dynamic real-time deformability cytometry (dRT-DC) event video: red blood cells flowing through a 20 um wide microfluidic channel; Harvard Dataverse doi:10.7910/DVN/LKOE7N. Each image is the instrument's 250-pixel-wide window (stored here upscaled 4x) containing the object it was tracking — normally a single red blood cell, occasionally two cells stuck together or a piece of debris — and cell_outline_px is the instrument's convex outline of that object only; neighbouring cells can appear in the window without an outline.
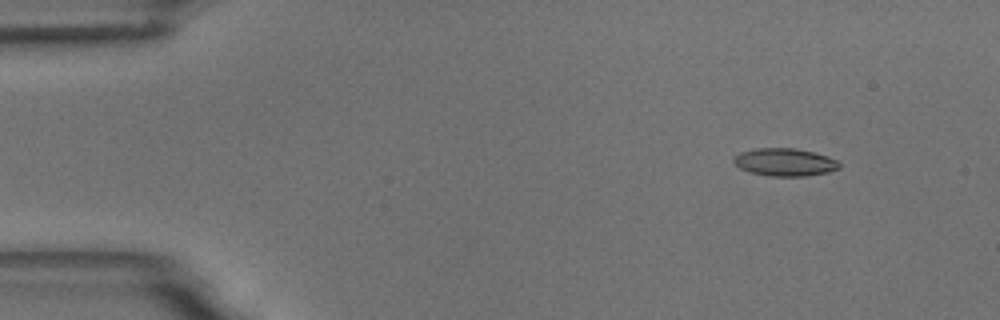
{"species": "common noctule bat (a hibernating species)", "species_latin": "Nyctalus noctula", "temperature_condition": "room temperature", "stored_images_in_passage": 54, "camera_frame_rate_fps": 3000, "um_per_image_px": 0.085, "animal": {"sex": "male", "body_mass_g": 18.8}, "frame": {"image": 1, "passage_image": 5, "time_ms": 1.333, "image_size_px": [1000, 320], "cell_outline_px": [[840, 168], [828, 172], [804, 176], [768, 176], [748, 172], [740, 168], [732, 160], [740, 152], [756, 148], [796, 148], [828, 156], [836, 160], [840, 164]], "centroid_in_image_um": [66.7, 13.78], "position_along_channel_um": 18.3, "area_um2": 17.05}}
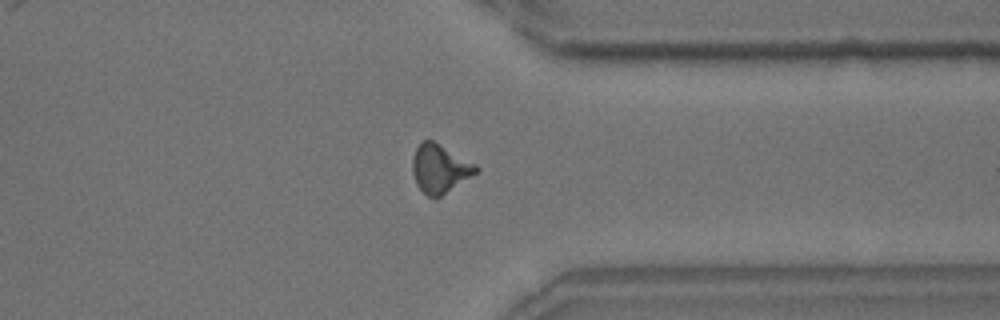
{"frame": {"image": 2, "passage_image": 42, "time_ms": 13.667, "image_size_px": [1000, 320], "cell_outline_px": [[480, 172], [436, 200], [428, 196], [416, 184], [412, 172], [412, 160], [416, 148], [424, 140], [432, 140], [476, 164], [480, 168]], "centroid_in_image_um": [37.42, 14.37], "position_along_channel_um": 374.0, "area_um2": 18.21}}
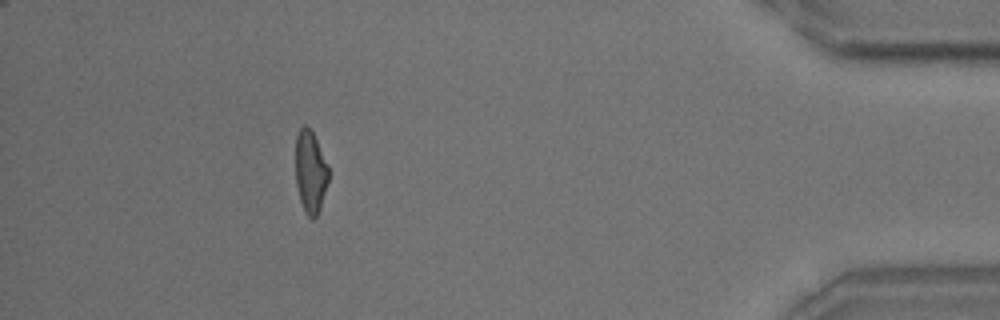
{"frame": {"image": 3, "passage_image": 49, "time_ms": 16.0, "image_size_px": [1000, 320], "cell_outline_px": [[328, 180], [320, 208], [316, 216], [312, 220], [304, 212], [300, 200], [296, 184], [296, 136], [300, 128], [304, 124], [312, 132], [328, 164]], "centroid_in_image_um": [26.38, 14.62], "position_along_channel_um": 408.8, "area_um2": 15.66}}